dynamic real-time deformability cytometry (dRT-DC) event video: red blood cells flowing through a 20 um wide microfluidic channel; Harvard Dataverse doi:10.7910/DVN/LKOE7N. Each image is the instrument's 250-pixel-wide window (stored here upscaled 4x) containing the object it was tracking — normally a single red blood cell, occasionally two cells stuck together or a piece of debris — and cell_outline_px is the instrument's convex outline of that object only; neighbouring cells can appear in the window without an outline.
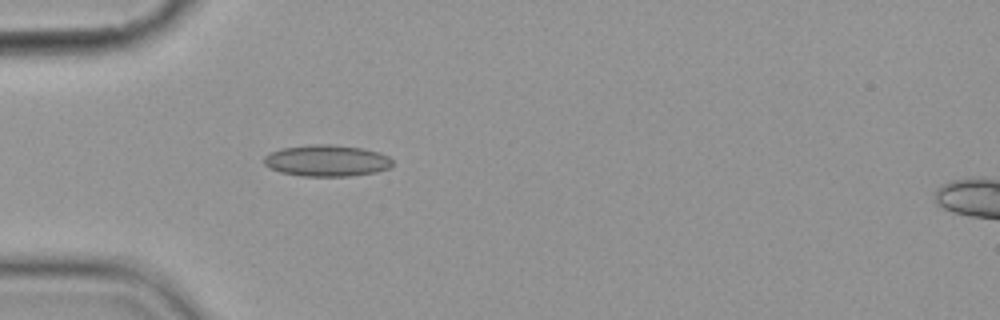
{"species": "common noctule bat (a hibernating species)", "species_latin": "Nyctalus noctula", "temperature_condition": "cold", "stored_images_in_passage": 2, "camera_frame_rate_fps": 3000, "um_per_image_px": 0.085, "animal": {"sex": "female", "body_mass_g": 19.9}, "frame": {"image": 1, "passage_image": 2, "time_ms": 1.0, "image_size_px": [1000, 320], "cell_outline_px": [[392, 168], [376, 172], [348, 176], [304, 176], [280, 172], [264, 164], [264, 156], [268, 152], [284, 148], [312, 144], [332, 144], [360, 148], [380, 152], [388, 156], [392, 160]], "centroid_in_image_um": [27.79, 13.65], "position_along_channel_um": 57.2, "area_um2": 23.58}}